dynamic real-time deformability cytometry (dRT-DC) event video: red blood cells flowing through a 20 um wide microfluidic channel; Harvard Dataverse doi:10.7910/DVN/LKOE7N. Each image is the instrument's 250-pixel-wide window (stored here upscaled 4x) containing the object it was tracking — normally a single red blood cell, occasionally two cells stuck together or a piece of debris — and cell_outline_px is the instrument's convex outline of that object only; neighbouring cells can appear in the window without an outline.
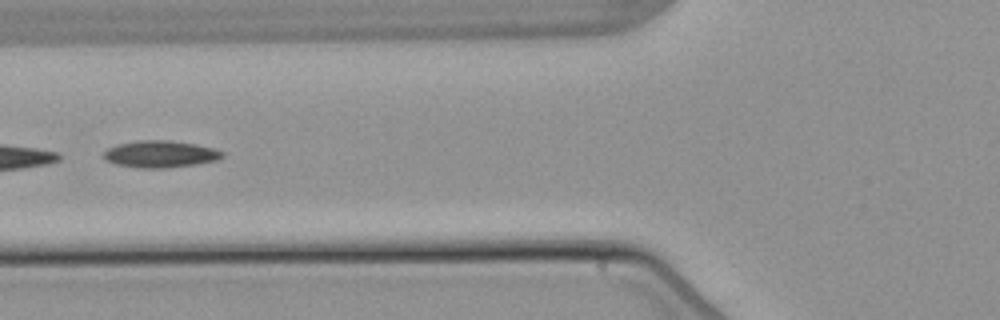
{"species": "common noctule bat (a hibernating species)", "species_latin": "Nyctalus noctula", "temperature_condition": "warm", "stored_images_in_passage": 8, "camera_frame_rate_fps": 3000, "um_per_image_px": 0.085, "animal": {"sex": "male", "body_mass_g": 21.5, "forearm_length_mm": 52.0}, "frame": {"image": 1, "passage_image": 5, "time_ms": 6.0, "image_size_px": [1000, 320], "cell_outline_px": [[224, 156], [220, 160], [196, 164], [168, 168], [136, 168], [116, 164], [104, 160], [104, 152], [108, 148], [116, 144], [140, 140], [172, 140], [196, 144], [216, 148], [224, 152]], "centroid_in_image_um": [13.66, 13.1], "position_along_channel_um": 112.1, "area_um2": 18.96}}
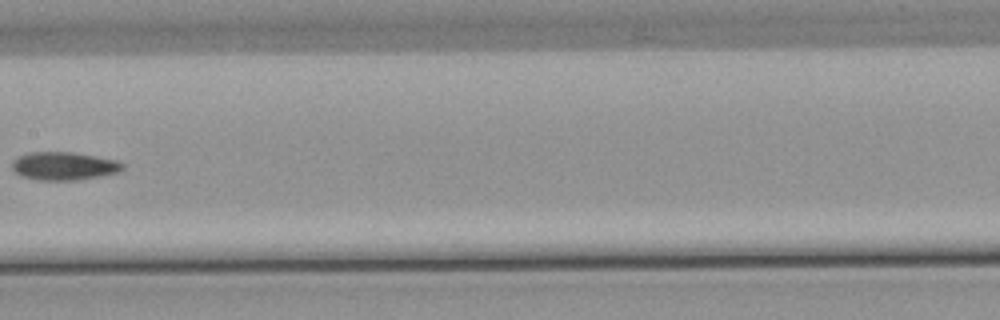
{"frame": {"image": 2, "passage_image": 7, "time_ms": 8.333, "image_size_px": [1000, 320], "cell_outline_px": [[124, 168], [120, 172], [80, 180], [40, 180], [20, 176], [12, 168], [12, 160], [16, 156], [28, 152], [72, 152], [116, 160], [124, 164]], "centroid_in_image_um": [5.41, 14.11], "position_along_channel_um": 202.0, "area_um2": 18.26}}
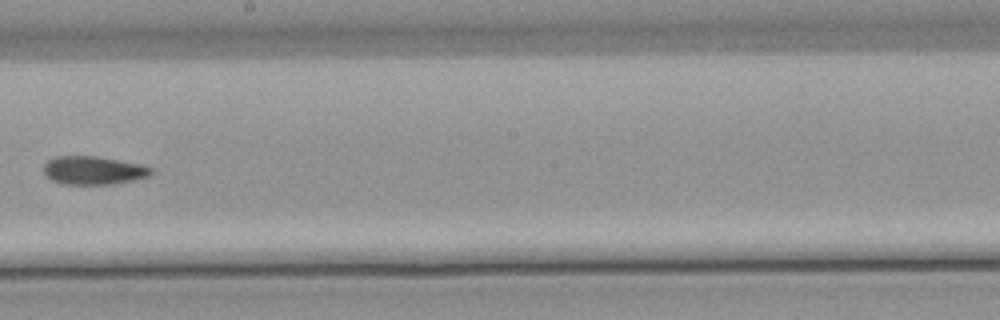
{"frame": {"image": 3, "passage_image": 8, "time_ms": 9.333, "image_size_px": [1000, 320], "cell_outline_px": [[152, 172], [148, 176], [132, 180], [112, 184], [64, 184], [52, 180], [44, 172], [44, 164], [48, 160], [56, 156], [96, 156], [140, 164], [152, 168]], "centroid_in_image_um": [7.92, 14.47], "position_along_channel_um": 240.3, "area_um2": 17.51}}